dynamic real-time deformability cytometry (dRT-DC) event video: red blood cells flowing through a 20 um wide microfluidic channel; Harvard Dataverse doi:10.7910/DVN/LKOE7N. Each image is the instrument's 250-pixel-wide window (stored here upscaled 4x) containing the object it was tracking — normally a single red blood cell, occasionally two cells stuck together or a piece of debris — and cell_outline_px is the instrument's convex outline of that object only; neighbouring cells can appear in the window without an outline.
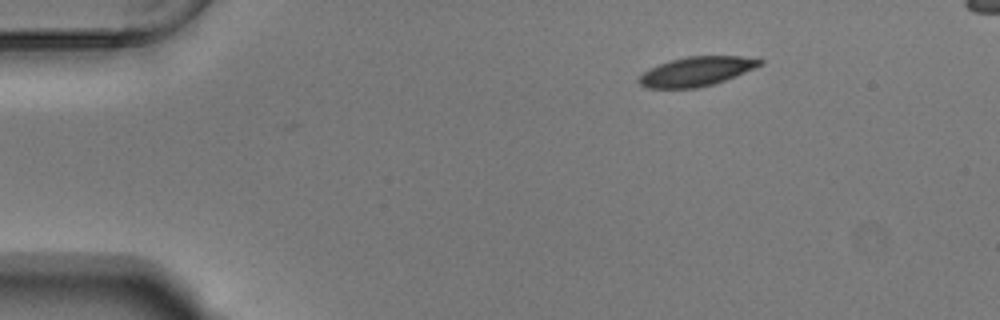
{"species": "Egyptian fruit bat (a non-hibernating species)", "species_latin": "Rousettus aegyptiacus", "temperature_condition": "warm", "stored_images_in_passage": 47, "camera_frame_rate_fps": 3000, "um_per_image_px": 0.085, "animal": {"sex": "male"}, "frame": {"image": 1, "passage_image": 1, "time_ms": 0.0, "image_size_px": [1000, 320], "cell_outline_px": [[764, 60], [760, 64], [744, 72], [724, 80], [712, 84], [696, 88], [648, 88], [640, 84], [636, 80], [648, 68], [672, 60], [688, 56], [740, 56]], "centroid_in_image_um": [59.13, 6.07], "position_along_channel_um": 25.9, "area_um2": 20.23}}
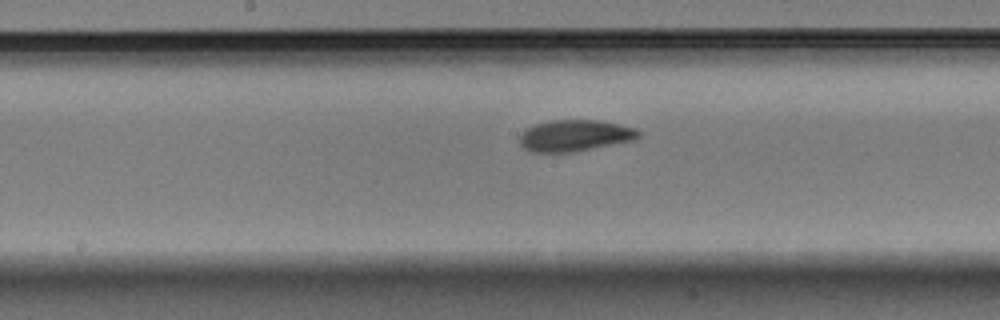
{"frame": {"image": 2, "passage_image": 21, "time_ms": 6.667, "image_size_px": [1000, 320], "cell_outline_px": [[640, 136], [628, 140], [572, 152], [532, 152], [524, 148], [520, 144], [520, 136], [528, 128], [536, 124], [548, 120], [600, 120], [620, 124], [636, 128], [640, 132]], "centroid_in_image_um": [48.83, 11.51], "position_along_channel_um": 199.4, "area_um2": 21.33}}
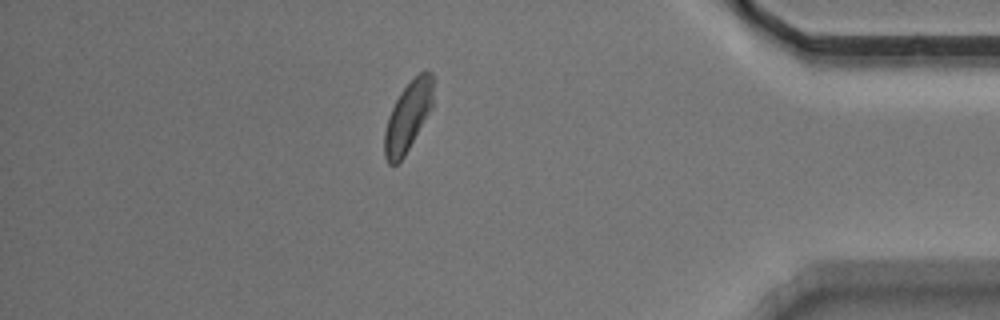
{"frame": {"image": 3, "passage_image": 40, "time_ms": 13.0, "image_size_px": [1000, 320], "cell_outline_px": [[432, 108], [404, 156], [396, 164], [388, 164], [384, 156], [384, 132], [388, 116], [400, 92], [420, 72], [432, 72]], "centroid_in_image_um": [34.65, 9.93], "position_along_channel_um": 400.6, "area_um2": 19.36}, "authors_computed_cell_mechanics": {"area_um2": 21.2704, "velocity_mm_per_s": 3.7149, "shape_relaxation_time_tau1_ms": 2.9776, "shape_relaxation_time_tau2_ms": 3.8835, "deformation_change_tau1": 0.1087, "deformation_change_tau2": 0.0911}}